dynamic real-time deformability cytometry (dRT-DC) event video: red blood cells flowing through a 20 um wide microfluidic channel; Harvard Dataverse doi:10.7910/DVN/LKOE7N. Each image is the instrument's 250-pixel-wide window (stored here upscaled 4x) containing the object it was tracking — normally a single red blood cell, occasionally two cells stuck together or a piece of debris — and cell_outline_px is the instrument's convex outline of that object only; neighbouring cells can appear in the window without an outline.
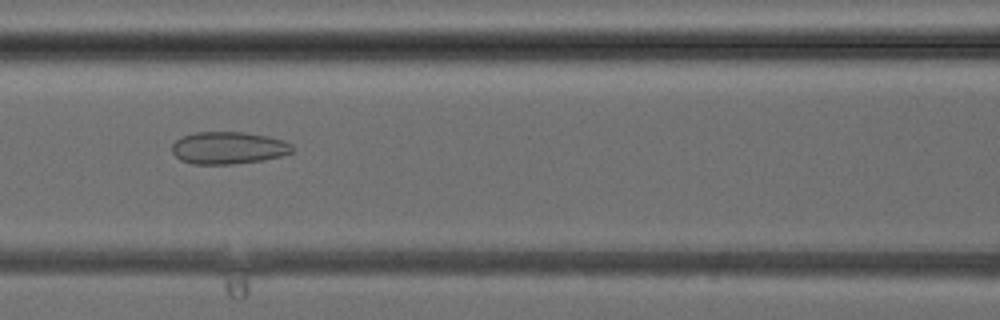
{"species": "common noctule bat (a hibernating species)", "species_latin": "Nyctalus noctula", "temperature_condition": "cold", "stored_images_in_passage": 31, "camera_frame_rate_fps": 3000, "um_per_image_px": 0.085, "animal": {"sex": "female", "body_mass_g": 24.6, "forearm_length_mm": 56.2}, "frame": {"image": 1, "passage_image": 10, "time_ms": 3.0, "image_size_px": [1000, 320], "cell_outline_px": [[292, 152], [280, 156], [264, 160], [232, 164], [192, 164], [180, 160], [172, 152], [172, 144], [176, 140], [184, 136], [196, 132], [244, 132], [268, 136], [284, 140], [292, 144]], "centroid_in_image_um": [19.41, 12.57], "position_along_channel_um": 147.2, "area_um2": 22.66}}
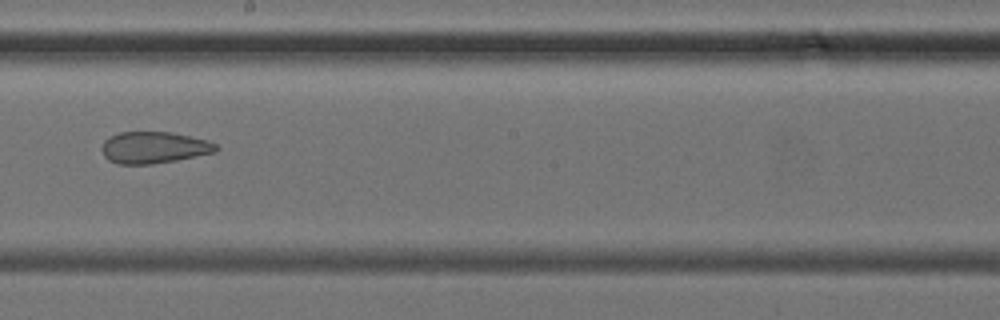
{"frame": {"image": 2, "passage_image": 15, "time_ms": 4.667, "image_size_px": [1000, 320], "cell_outline_px": [[220, 148], [216, 152], [176, 160], [152, 164], [116, 164], [108, 160], [104, 156], [100, 148], [104, 140], [108, 136], [120, 132], [172, 132], [208, 140], [216, 144]], "centroid_in_image_um": [13.06, 12.54], "position_along_channel_um": 235.1, "area_um2": 21.33}}
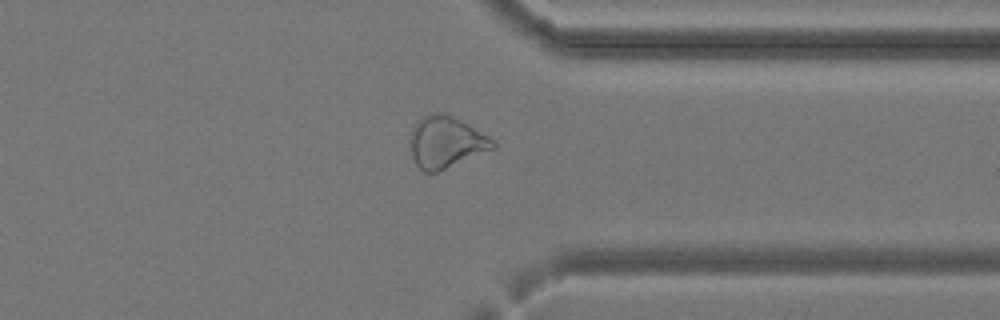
{"frame": {"image": 3, "passage_image": 23, "time_ms": 7.333, "image_size_px": [1000, 320], "cell_outline_px": [[496, 148], [436, 172], [424, 172], [416, 164], [412, 156], [412, 132], [416, 124], [424, 116], [440, 112], [444, 112], [468, 124], [496, 140]], "centroid_in_image_um": [37.97, 12.09], "position_along_channel_um": 373.4, "area_um2": 24.39}}